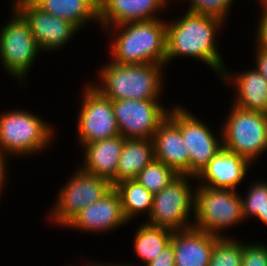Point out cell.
<instances>
[{
    "instance_id": "cell-1",
    "label": "cell",
    "mask_w": 267,
    "mask_h": 266,
    "mask_svg": "<svg viewBox=\"0 0 267 266\" xmlns=\"http://www.w3.org/2000/svg\"><path fill=\"white\" fill-rule=\"evenodd\" d=\"M183 14L179 19L167 21L165 66L176 58H197L196 61L205 63L219 78L227 64L222 59L216 40L220 30L226 25L225 21L188 10Z\"/></svg>"
},
{
    "instance_id": "cell-2",
    "label": "cell",
    "mask_w": 267,
    "mask_h": 266,
    "mask_svg": "<svg viewBox=\"0 0 267 266\" xmlns=\"http://www.w3.org/2000/svg\"><path fill=\"white\" fill-rule=\"evenodd\" d=\"M167 20L160 18L128 22L104 29V33L107 32L108 37L111 36L109 39L114 38L110 40L108 47L110 60L123 65L150 63L165 65Z\"/></svg>"
},
{
    "instance_id": "cell-3",
    "label": "cell",
    "mask_w": 267,
    "mask_h": 266,
    "mask_svg": "<svg viewBox=\"0 0 267 266\" xmlns=\"http://www.w3.org/2000/svg\"><path fill=\"white\" fill-rule=\"evenodd\" d=\"M165 67L157 63L123 65L108 60L98 69L99 82L89 83L112 101L159 100L165 88Z\"/></svg>"
},
{
    "instance_id": "cell-4",
    "label": "cell",
    "mask_w": 267,
    "mask_h": 266,
    "mask_svg": "<svg viewBox=\"0 0 267 266\" xmlns=\"http://www.w3.org/2000/svg\"><path fill=\"white\" fill-rule=\"evenodd\" d=\"M31 112L21 108L0 112V154L6 159L40 155L54 142L55 127Z\"/></svg>"
},
{
    "instance_id": "cell-5",
    "label": "cell",
    "mask_w": 267,
    "mask_h": 266,
    "mask_svg": "<svg viewBox=\"0 0 267 266\" xmlns=\"http://www.w3.org/2000/svg\"><path fill=\"white\" fill-rule=\"evenodd\" d=\"M239 192L196 186L193 227L220 238L228 237L224 230L245 221Z\"/></svg>"
},
{
    "instance_id": "cell-6",
    "label": "cell",
    "mask_w": 267,
    "mask_h": 266,
    "mask_svg": "<svg viewBox=\"0 0 267 266\" xmlns=\"http://www.w3.org/2000/svg\"><path fill=\"white\" fill-rule=\"evenodd\" d=\"M11 18L0 27V64L5 72L22 87L42 51L27 21L11 6Z\"/></svg>"
},
{
    "instance_id": "cell-7",
    "label": "cell",
    "mask_w": 267,
    "mask_h": 266,
    "mask_svg": "<svg viewBox=\"0 0 267 266\" xmlns=\"http://www.w3.org/2000/svg\"><path fill=\"white\" fill-rule=\"evenodd\" d=\"M226 116L221 124L223 148L256 164L267 153V114L232 104Z\"/></svg>"
},
{
    "instance_id": "cell-8",
    "label": "cell",
    "mask_w": 267,
    "mask_h": 266,
    "mask_svg": "<svg viewBox=\"0 0 267 266\" xmlns=\"http://www.w3.org/2000/svg\"><path fill=\"white\" fill-rule=\"evenodd\" d=\"M76 168L70 180L58 189L57 201L49 210L47 220H52L55 226L66 227L82 209L99 201L113 188L108 180Z\"/></svg>"
},
{
    "instance_id": "cell-9",
    "label": "cell",
    "mask_w": 267,
    "mask_h": 266,
    "mask_svg": "<svg viewBox=\"0 0 267 266\" xmlns=\"http://www.w3.org/2000/svg\"><path fill=\"white\" fill-rule=\"evenodd\" d=\"M193 176L178 175L153 196V206L147 224L179 231L193 227L195 189Z\"/></svg>"
},
{
    "instance_id": "cell-10",
    "label": "cell",
    "mask_w": 267,
    "mask_h": 266,
    "mask_svg": "<svg viewBox=\"0 0 267 266\" xmlns=\"http://www.w3.org/2000/svg\"><path fill=\"white\" fill-rule=\"evenodd\" d=\"M168 117L179 127L190 157V176L196 177L223 148L222 130L212 131L201 118L182 105H171ZM220 133V134H219ZM215 134V135H214Z\"/></svg>"
},
{
    "instance_id": "cell-11",
    "label": "cell",
    "mask_w": 267,
    "mask_h": 266,
    "mask_svg": "<svg viewBox=\"0 0 267 266\" xmlns=\"http://www.w3.org/2000/svg\"><path fill=\"white\" fill-rule=\"evenodd\" d=\"M82 87V102L77 118L79 148L96 141L119 136L113 101L104 97L91 83Z\"/></svg>"
},
{
    "instance_id": "cell-12",
    "label": "cell",
    "mask_w": 267,
    "mask_h": 266,
    "mask_svg": "<svg viewBox=\"0 0 267 266\" xmlns=\"http://www.w3.org/2000/svg\"><path fill=\"white\" fill-rule=\"evenodd\" d=\"M161 103V99L113 101L120 135L125 139H152L159 124L167 117L170 110Z\"/></svg>"
},
{
    "instance_id": "cell-13",
    "label": "cell",
    "mask_w": 267,
    "mask_h": 266,
    "mask_svg": "<svg viewBox=\"0 0 267 266\" xmlns=\"http://www.w3.org/2000/svg\"><path fill=\"white\" fill-rule=\"evenodd\" d=\"M10 3L27 21L42 53L63 50L80 32L74 24L39 9L31 0Z\"/></svg>"
},
{
    "instance_id": "cell-14",
    "label": "cell",
    "mask_w": 267,
    "mask_h": 266,
    "mask_svg": "<svg viewBox=\"0 0 267 266\" xmlns=\"http://www.w3.org/2000/svg\"><path fill=\"white\" fill-rule=\"evenodd\" d=\"M127 223L122 212L119 194L112 188L99 201L82 209L65 228L77 229L84 233L107 234L106 231H114Z\"/></svg>"
},
{
    "instance_id": "cell-15",
    "label": "cell",
    "mask_w": 267,
    "mask_h": 266,
    "mask_svg": "<svg viewBox=\"0 0 267 266\" xmlns=\"http://www.w3.org/2000/svg\"><path fill=\"white\" fill-rule=\"evenodd\" d=\"M252 163L222 148L195 177L197 186H208L213 189L238 190Z\"/></svg>"
},
{
    "instance_id": "cell-16",
    "label": "cell",
    "mask_w": 267,
    "mask_h": 266,
    "mask_svg": "<svg viewBox=\"0 0 267 266\" xmlns=\"http://www.w3.org/2000/svg\"><path fill=\"white\" fill-rule=\"evenodd\" d=\"M172 2L169 0H99V25L103 31L128 22L160 19L161 13Z\"/></svg>"
},
{
    "instance_id": "cell-17",
    "label": "cell",
    "mask_w": 267,
    "mask_h": 266,
    "mask_svg": "<svg viewBox=\"0 0 267 266\" xmlns=\"http://www.w3.org/2000/svg\"><path fill=\"white\" fill-rule=\"evenodd\" d=\"M228 66H225L221 76L222 82H225L235 92L232 97V103L235 106L267 114V80L253 67L251 70L236 71L231 73Z\"/></svg>"
},
{
    "instance_id": "cell-18",
    "label": "cell",
    "mask_w": 267,
    "mask_h": 266,
    "mask_svg": "<svg viewBox=\"0 0 267 266\" xmlns=\"http://www.w3.org/2000/svg\"><path fill=\"white\" fill-rule=\"evenodd\" d=\"M155 159L178 175L190 176V157L179 127L167 116L152 137Z\"/></svg>"
},
{
    "instance_id": "cell-19",
    "label": "cell",
    "mask_w": 267,
    "mask_h": 266,
    "mask_svg": "<svg viewBox=\"0 0 267 266\" xmlns=\"http://www.w3.org/2000/svg\"><path fill=\"white\" fill-rule=\"evenodd\" d=\"M219 238L194 227L174 231L170 243L173 245L175 266H209Z\"/></svg>"
},
{
    "instance_id": "cell-20",
    "label": "cell",
    "mask_w": 267,
    "mask_h": 266,
    "mask_svg": "<svg viewBox=\"0 0 267 266\" xmlns=\"http://www.w3.org/2000/svg\"><path fill=\"white\" fill-rule=\"evenodd\" d=\"M125 138L121 135L84 145L83 171L108 180L115 185V175Z\"/></svg>"
},
{
    "instance_id": "cell-21",
    "label": "cell",
    "mask_w": 267,
    "mask_h": 266,
    "mask_svg": "<svg viewBox=\"0 0 267 266\" xmlns=\"http://www.w3.org/2000/svg\"><path fill=\"white\" fill-rule=\"evenodd\" d=\"M39 9L74 24L81 32L99 25V0H31ZM86 26V27H85Z\"/></svg>"
},
{
    "instance_id": "cell-22",
    "label": "cell",
    "mask_w": 267,
    "mask_h": 266,
    "mask_svg": "<svg viewBox=\"0 0 267 266\" xmlns=\"http://www.w3.org/2000/svg\"><path fill=\"white\" fill-rule=\"evenodd\" d=\"M154 158L152 139H125L115 175V184L124 180L136 179L139 172Z\"/></svg>"
},
{
    "instance_id": "cell-23",
    "label": "cell",
    "mask_w": 267,
    "mask_h": 266,
    "mask_svg": "<svg viewBox=\"0 0 267 266\" xmlns=\"http://www.w3.org/2000/svg\"><path fill=\"white\" fill-rule=\"evenodd\" d=\"M143 222L133 235L132 246L136 257L140 258L139 260L144 262L142 264L145 266L157 258L170 244L174 231Z\"/></svg>"
},
{
    "instance_id": "cell-24",
    "label": "cell",
    "mask_w": 267,
    "mask_h": 266,
    "mask_svg": "<svg viewBox=\"0 0 267 266\" xmlns=\"http://www.w3.org/2000/svg\"><path fill=\"white\" fill-rule=\"evenodd\" d=\"M113 188L119 194L122 212L128 222L131 223L135 217L143 214L148 218L152 210L154 195L138 180H124L116 183Z\"/></svg>"
},
{
    "instance_id": "cell-25",
    "label": "cell",
    "mask_w": 267,
    "mask_h": 266,
    "mask_svg": "<svg viewBox=\"0 0 267 266\" xmlns=\"http://www.w3.org/2000/svg\"><path fill=\"white\" fill-rule=\"evenodd\" d=\"M251 184L245 196L241 194L244 220L256 218L267 226V181L260 179Z\"/></svg>"
},
{
    "instance_id": "cell-26",
    "label": "cell",
    "mask_w": 267,
    "mask_h": 266,
    "mask_svg": "<svg viewBox=\"0 0 267 266\" xmlns=\"http://www.w3.org/2000/svg\"><path fill=\"white\" fill-rule=\"evenodd\" d=\"M177 176L178 174L171 167L154 158L139 172L136 180L154 195Z\"/></svg>"
},
{
    "instance_id": "cell-27",
    "label": "cell",
    "mask_w": 267,
    "mask_h": 266,
    "mask_svg": "<svg viewBox=\"0 0 267 266\" xmlns=\"http://www.w3.org/2000/svg\"><path fill=\"white\" fill-rule=\"evenodd\" d=\"M242 240L231 235L219 238L214 246L209 266H242Z\"/></svg>"
},
{
    "instance_id": "cell-28",
    "label": "cell",
    "mask_w": 267,
    "mask_h": 266,
    "mask_svg": "<svg viewBox=\"0 0 267 266\" xmlns=\"http://www.w3.org/2000/svg\"><path fill=\"white\" fill-rule=\"evenodd\" d=\"M187 1H189V5L187 8L188 11L197 14L215 16L222 19L225 22H227L228 20L227 16L232 10L231 8L234 5L233 2H235V0H187Z\"/></svg>"
},
{
    "instance_id": "cell-29",
    "label": "cell",
    "mask_w": 267,
    "mask_h": 266,
    "mask_svg": "<svg viewBox=\"0 0 267 266\" xmlns=\"http://www.w3.org/2000/svg\"><path fill=\"white\" fill-rule=\"evenodd\" d=\"M242 266H267V244L242 242Z\"/></svg>"
},
{
    "instance_id": "cell-30",
    "label": "cell",
    "mask_w": 267,
    "mask_h": 266,
    "mask_svg": "<svg viewBox=\"0 0 267 266\" xmlns=\"http://www.w3.org/2000/svg\"><path fill=\"white\" fill-rule=\"evenodd\" d=\"M260 10V18H258L257 29L255 30V38L256 43L254 44L256 47L261 50L267 51V5H262L259 7Z\"/></svg>"
},
{
    "instance_id": "cell-31",
    "label": "cell",
    "mask_w": 267,
    "mask_h": 266,
    "mask_svg": "<svg viewBox=\"0 0 267 266\" xmlns=\"http://www.w3.org/2000/svg\"><path fill=\"white\" fill-rule=\"evenodd\" d=\"M145 266H175L173 245L171 243L167 245L157 258Z\"/></svg>"
},
{
    "instance_id": "cell-32",
    "label": "cell",
    "mask_w": 267,
    "mask_h": 266,
    "mask_svg": "<svg viewBox=\"0 0 267 266\" xmlns=\"http://www.w3.org/2000/svg\"><path fill=\"white\" fill-rule=\"evenodd\" d=\"M255 66L254 68L267 80V51L254 46Z\"/></svg>"
},
{
    "instance_id": "cell-33",
    "label": "cell",
    "mask_w": 267,
    "mask_h": 266,
    "mask_svg": "<svg viewBox=\"0 0 267 266\" xmlns=\"http://www.w3.org/2000/svg\"><path fill=\"white\" fill-rule=\"evenodd\" d=\"M8 161L4 156H2L0 154V197H1V193H3V188L5 187L6 183H7V172H8ZM5 183V184H4Z\"/></svg>"
},
{
    "instance_id": "cell-34",
    "label": "cell",
    "mask_w": 267,
    "mask_h": 266,
    "mask_svg": "<svg viewBox=\"0 0 267 266\" xmlns=\"http://www.w3.org/2000/svg\"><path fill=\"white\" fill-rule=\"evenodd\" d=\"M89 262L93 266H137V265H135V263L133 265V264H129V263H126V262H122V263L121 262H119V263H116V262L115 263L107 262L106 263V261H103V262L102 261L101 262L99 261L98 262L97 260L95 262L94 261L91 262V260H89ZM138 266H142V265H138Z\"/></svg>"
},
{
    "instance_id": "cell-35",
    "label": "cell",
    "mask_w": 267,
    "mask_h": 266,
    "mask_svg": "<svg viewBox=\"0 0 267 266\" xmlns=\"http://www.w3.org/2000/svg\"><path fill=\"white\" fill-rule=\"evenodd\" d=\"M258 2L259 6L267 5V0H258Z\"/></svg>"
}]
</instances>
